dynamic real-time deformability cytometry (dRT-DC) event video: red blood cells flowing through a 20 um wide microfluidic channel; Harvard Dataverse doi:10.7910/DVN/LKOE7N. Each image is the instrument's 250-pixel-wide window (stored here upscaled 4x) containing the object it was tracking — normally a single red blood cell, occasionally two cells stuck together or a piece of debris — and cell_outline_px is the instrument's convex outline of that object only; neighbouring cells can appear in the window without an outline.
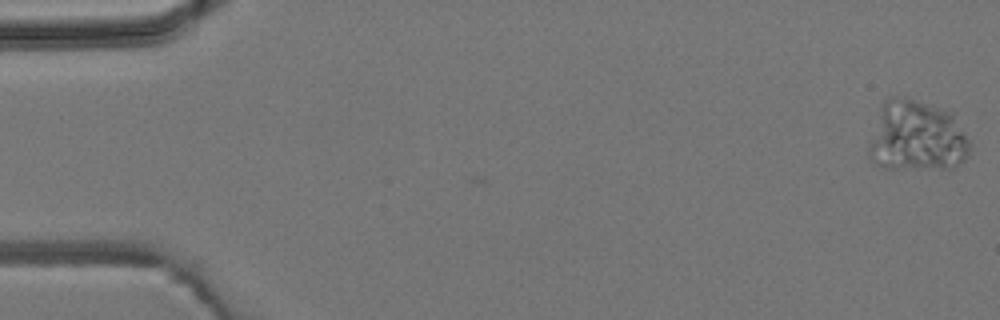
{"species": "common noctule bat (a hibernating species)", "species_latin": "Nyctalus noctula", "temperature_condition": "room temperature", "stored_images_in_passage": 4, "camera_frame_rate_fps": 3000, "um_per_image_px": 0.085, "animal": {"sex": "male", "body_mass_g": 19.2, "forearm_length_mm": 51.8}, "frame": {"image": 1, "passage_image": 1, "time_ms": 0.0, "image_size_px": [1000, 320], "cell_outline_px": [[972, 148], [968, 156], [956, 168], [884, 168], [876, 164], [868, 156], [868, 144], [880, 108], [884, 100], [888, 96], [904, 96], [952, 112], [972, 144]], "centroid_in_image_um": [77.94, 11.59], "position_along_channel_um": 7.1, "area_um2": 42.25}}
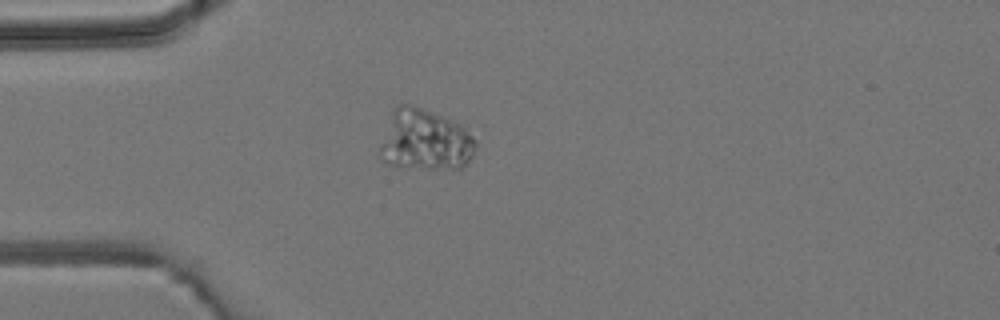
{"frame": {"image": 2, "passage_image": 4, "time_ms": 4.333, "image_size_px": [1000, 320], "cell_outline_px": [[476, 148], [468, 164], [460, 168], [396, 168], [388, 164], [384, 160], [380, 152], [380, 144], [392, 112], [396, 104], [412, 104], [452, 120], [460, 124], [476, 140]], "centroid_in_image_um": [36.13, 11.92], "position_along_channel_um": 48.9, "area_um2": 34.16}}